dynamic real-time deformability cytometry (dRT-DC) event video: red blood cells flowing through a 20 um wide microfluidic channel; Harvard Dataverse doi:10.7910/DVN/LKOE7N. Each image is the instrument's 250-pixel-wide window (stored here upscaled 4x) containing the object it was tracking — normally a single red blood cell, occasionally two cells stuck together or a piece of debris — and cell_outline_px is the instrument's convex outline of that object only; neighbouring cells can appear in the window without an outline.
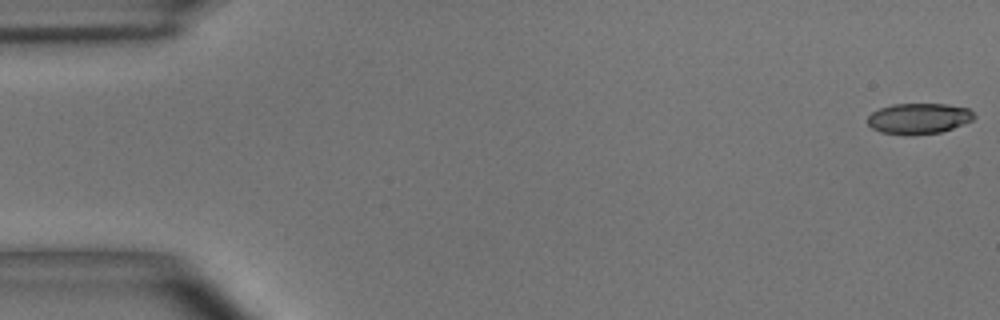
{"species": "common noctule bat (a hibernating species)", "species_latin": "Nyctalus noctula", "temperature_condition": "room temperature", "stored_images_in_passage": 55, "camera_frame_rate_fps": 3000, "um_per_image_px": 0.085, "animal": {"sex": "male", "body_mass_g": 15.6}, "frame": {"image": 1, "passage_image": 1, "time_ms": 0.0, "image_size_px": [1000, 320], "cell_outline_px": [[976, 116], [972, 120], [952, 128], [940, 132], [912, 136], [904, 136], [880, 132], [872, 128], [868, 124], [868, 116], [872, 112], [880, 108], [892, 104], [944, 104], [968, 108]], "centroid_in_image_um": [78.06, 10.09], "position_along_channel_um": 6.9, "area_um2": 19.19}}
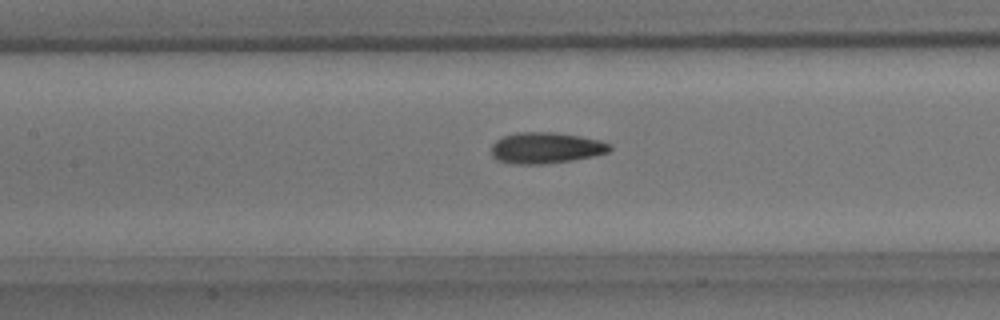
{"frame": {"image": 2, "passage_image": 25, "time_ms": 8.0, "image_size_px": [1000, 320], "cell_outline_px": [[612, 148], [608, 152], [596, 156], [572, 160], [544, 164], [516, 164], [496, 160], [492, 156], [492, 144], [496, 140], [504, 136], [516, 132], [552, 132], [600, 140], [608, 144]], "centroid_in_image_um": [46.37, 12.58], "position_along_channel_um": 161.0, "area_um2": 21.39}}
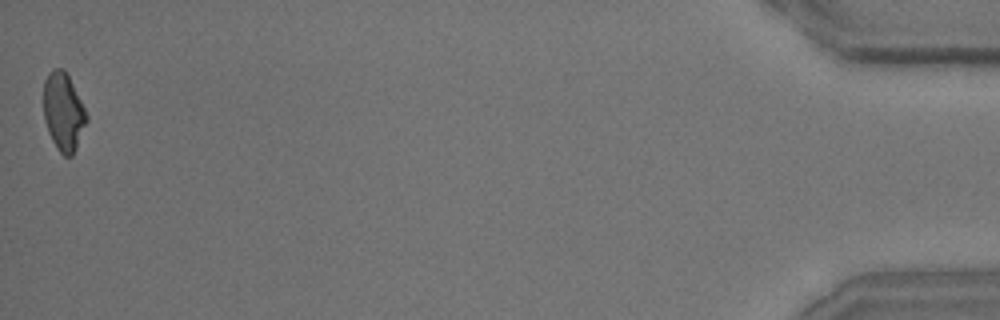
{"frame": {"image": 3, "passage_image": 55, "time_ms": 18.0, "image_size_px": [1000, 320], "cell_outline_px": [[88, 120], [76, 148], [72, 156], [64, 156], [60, 152], [52, 140], [48, 132], [44, 116], [44, 80], [48, 72], [52, 68], [64, 68], [88, 116]], "centroid_in_image_um": [5.38, 9.49], "position_along_channel_um": 429.8, "area_um2": 19.36}, "authors_computed_cell_mechanics": {"area_um2": 20.3456, "velocity_mm_per_s": 3.627, "shape_relaxation_time_tau1_ms": 6.5697, "shape_relaxation_time_tau2_ms": 2.442, "deformation_change_tau1": 0.1771, "deformation_change_tau2": 0.0981}}